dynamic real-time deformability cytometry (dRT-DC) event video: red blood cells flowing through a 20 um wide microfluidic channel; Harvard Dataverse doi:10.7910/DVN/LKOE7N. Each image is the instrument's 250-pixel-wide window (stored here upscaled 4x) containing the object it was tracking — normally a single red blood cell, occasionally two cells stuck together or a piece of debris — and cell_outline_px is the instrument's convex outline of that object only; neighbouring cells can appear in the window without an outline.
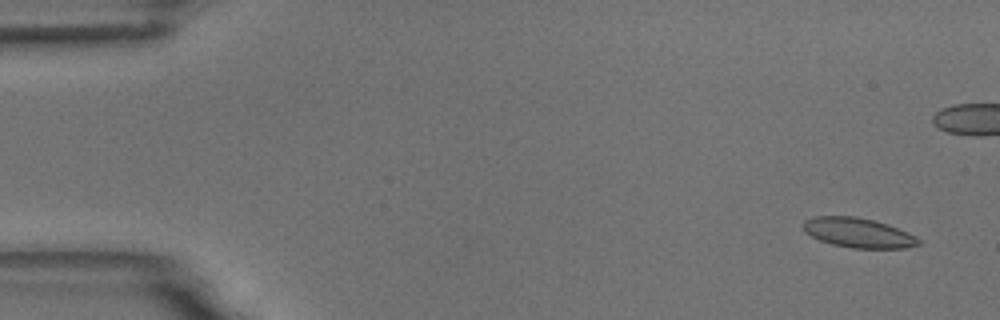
{"species": "common noctule bat (a hibernating species)", "species_latin": "Nyctalus noctula", "temperature_condition": "room temperature", "stored_images_in_passage": 5, "camera_frame_rate_fps": 3000, "um_per_image_px": 0.085, "animal": {"sex": "male", "body_mass_g": 18.8}, "frame": {"image": 1, "passage_image": 1, "time_ms": 0.0, "image_size_px": [1000, 320], "cell_outline_px": [[920, 244], [904, 248], [852, 248], [832, 244], [820, 240], [812, 236], [804, 228], [804, 220], [816, 216], [856, 216], [888, 224], [916, 236], [920, 240]], "centroid_in_image_um": [72.97, 19.78], "position_along_channel_um": 12.0, "area_um2": 19.71}}